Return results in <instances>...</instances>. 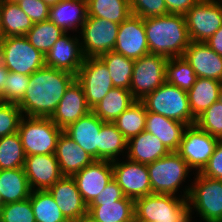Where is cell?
Returning <instances> with one entry per match:
<instances>
[{
	"mask_svg": "<svg viewBox=\"0 0 222 222\" xmlns=\"http://www.w3.org/2000/svg\"><path fill=\"white\" fill-rule=\"evenodd\" d=\"M76 75L44 66L30 75L23 98L17 103L23 116L50 118Z\"/></svg>",
	"mask_w": 222,
	"mask_h": 222,
	"instance_id": "cell-1",
	"label": "cell"
},
{
	"mask_svg": "<svg viewBox=\"0 0 222 222\" xmlns=\"http://www.w3.org/2000/svg\"><path fill=\"white\" fill-rule=\"evenodd\" d=\"M149 52L167 59L183 57L189 46L185 15L167 14L144 19Z\"/></svg>",
	"mask_w": 222,
	"mask_h": 222,
	"instance_id": "cell-2",
	"label": "cell"
},
{
	"mask_svg": "<svg viewBox=\"0 0 222 222\" xmlns=\"http://www.w3.org/2000/svg\"><path fill=\"white\" fill-rule=\"evenodd\" d=\"M191 184L181 195L149 194L134 200L135 222H191L188 196ZM182 196V197H181Z\"/></svg>",
	"mask_w": 222,
	"mask_h": 222,
	"instance_id": "cell-3",
	"label": "cell"
},
{
	"mask_svg": "<svg viewBox=\"0 0 222 222\" xmlns=\"http://www.w3.org/2000/svg\"><path fill=\"white\" fill-rule=\"evenodd\" d=\"M140 101L148 112L163 115L187 126L196 122L189 107L187 91L166 81Z\"/></svg>",
	"mask_w": 222,
	"mask_h": 222,
	"instance_id": "cell-4",
	"label": "cell"
},
{
	"mask_svg": "<svg viewBox=\"0 0 222 222\" xmlns=\"http://www.w3.org/2000/svg\"><path fill=\"white\" fill-rule=\"evenodd\" d=\"M188 196L191 215L193 211L204 222H222V180L194 173ZM194 209V210H193Z\"/></svg>",
	"mask_w": 222,
	"mask_h": 222,
	"instance_id": "cell-5",
	"label": "cell"
},
{
	"mask_svg": "<svg viewBox=\"0 0 222 222\" xmlns=\"http://www.w3.org/2000/svg\"><path fill=\"white\" fill-rule=\"evenodd\" d=\"M63 131L50 119L23 116L17 133L26 156L54 154Z\"/></svg>",
	"mask_w": 222,
	"mask_h": 222,
	"instance_id": "cell-6",
	"label": "cell"
},
{
	"mask_svg": "<svg viewBox=\"0 0 222 222\" xmlns=\"http://www.w3.org/2000/svg\"><path fill=\"white\" fill-rule=\"evenodd\" d=\"M152 193L170 194L177 196L179 188L183 186L192 169L188 163L177 153L168 155L147 165Z\"/></svg>",
	"mask_w": 222,
	"mask_h": 222,
	"instance_id": "cell-7",
	"label": "cell"
},
{
	"mask_svg": "<svg viewBox=\"0 0 222 222\" xmlns=\"http://www.w3.org/2000/svg\"><path fill=\"white\" fill-rule=\"evenodd\" d=\"M0 61L9 71L27 76L45 66V56L25 36L4 37L0 42Z\"/></svg>",
	"mask_w": 222,
	"mask_h": 222,
	"instance_id": "cell-8",
	"label": "cell"
},
{
	"mask_svg": "<svg viewBox=\"0 0 222 222\" xmlns=\"http://www.w3.org/2000/svg\"><path fill=\"white\" fill-rule=\"evenodd\" d=\"M119 26L120 24L106 19L87 16L79 31L84 57H100L109 51H113Z\"/></svg>",
	"mask_w": 222,
	"mask_h": 222,
	"instance_id": "cell-9",
	"label": "cell"
},
{
	"mask_svg": "<svg viewBox=\"0 0 222 222\" xmlns=\"http://www.w3.org/2000/svg\"><path fill=\"white\" fill-rule=\"evenodd\" d=\"M167 60L152 53L135 60L130 85L135 100H142L166 81Z\"/></svg>",
	"mask_w": 222,
	"mask_h": 222,
	"instance_id": "cell-10",
	"label": "cell"
},
{
	"mask_svg": "<svg viewBox=\"0 0 222 222\" xmlns=\"http://www.w3.org/2000/svg\"><path fill=\"white\" fill-rule=\"evenodd\" d=\"M185 18L190 41L206 42L222 26V0H199Z\"/></svg>",
	"mask_w": 222,
	"mask_h": 222,
	"instance_id": "cell-11",
	"label": "cell"
},
{
	"mask_svg": "<svg viewBox=\"0 0 222 222\" xmlns=\"http://www.w3.org/2000/svg\"><path fill=\"white\" fill-rule=\"evenodd\" d=\"M219 139L200 129L196 124L185 128L177 153L188 166L199 173L207 165Z\"/></svg>",
	"mask_w": 222,
	"mask_h": 222,
	"instance_id": "cell-12",
	"label": "cell"
},
{
	"mask_svg": "<svg viewBox=\"0 0 222 222\" xmlns=\"http://www.w3.org/2000/svg\"><path fill=\"white\" fill-rule=\"evenodd\" d=\"M76 80L82 85L87 103L91 109L100 103L114 88L110 72L99 57H87L80 67Z\"/></svg>",
	"mask_w": 222,
	"mask_h": 222,
	"instance_id": "cell-13",
	"label": "cell"
},
{
	"mask_svg": "<svg viewBox=\"0 0 222 222\" xmlns=\"http://www.w3.org/2000/svg\"><path fill=\"white\" fill-rule=\"evenodd\" d=\"M125 159V160H124ZM111 161L113 179L126 197L137 199L152 194L147 165L123 158Z\"/></svg>",
	"mask_w": 222,
	"mask_h": 222,
	"instance_id": "cell-14",
	"label": "cell"
},
{
	"mask_svg": "<svg viewBox=\"0 0 222 222\" xmlns=\"http://www.w3.org/2000/svg\"><path fill=\"white\" fill-rule=\"evenodd\" d=\"M113 51L132 60L150 53L144 19L131 15L120 24Z\"/></svg>",
	"mask_w": 222,
	"mask_h": 222,
	"instance_id": "cell-15",
	"label": "cell"
},
{
	"mask_svg": "<svg viewBox=\"0 0 222 222\" xmlns=\"http://www.w3.org/2000/svg\"><path fill=\"white\" fill-rule=\"evenodd\" d=\"M83 201L89 206L113 179L111 161L94 160L73 176Z\"/></svg>",
	"mask_w": 222,
	"mask_h": 222,
	"instance_id": "cell-16",
	"label": "cell"
},
{
	"mask_svg": "<svg viewBox=\"0 0 222 222\" xmlns=\"http://www.w3.org/2000/svg\"><path fill=\"white\" fill-rule=\"evenodd\" d=\"M48 191L69 222H77L88 216V206L72 176H62Z\"/></svg>",
	"mask_w": 222,
	"mask_h": 222,
	"instance_id": "cell-17",
	"label": "cell"
},
{
	"mask_svg": "<svg viewBox=\"0 0 222 222\" xmlns=\"http://www.w3.org/2000/svg\"><path fill=\"white\" fill-rule=\"evenodd\" d=\"M84 59L79 36L65 33L45 56V66L77 75Z\"/></svg>",
	"mask_w": 222,
	"mask_h": 222,
	"instance_id": "cell-18",
	"label": "cell"
},
{
	"mask_svg": "<svg viewBox=\"0 0 222 222\" xmlns=\"http://www.w3.org/2000/svg\"><path fill=\"white\" fill-rule=\"evenodd\" d=\"M91 111L92 109L87 103L84 89L75 79L66 89L65 94L50 119L64 131Z\"/></svg>",
	"mask_w": 222,
	"mask_h": 222,
	"instance_id": "cell-19",
	"label": "cell"
},
{
	"mask_svg": "<svg viewBox=\"0 0 222 222\" xmlns=\"http://www.w3.org/2000/svg\"><path fill=\"white\" fill-rule=\"evenodd\" d=\"M23 169L32 191L48 190L63 176L55 154L26 156Z\"/></svg>",
	"mask_w": 222,
	"mask_h": 222,
	"instance_id": "cell-20",
	"label": "cell"
},
{
	"mask_svg": "<svg viewBox=\"0 0 222 222\" xmlns=\"http://www.w3.org/2000/svg\"><path fill=\"white\" fill-rule=\"evenodd\" d=\"M183 58L193 68L197 77L222 81V56L205 42L190 41Z\"/></svg>",
	"mask_w": 222,
	"mask_h": 222,
	"instance_id": "cell-21",
	"label": "cell"
},
{
	"mask_svg": "<svg viewBox=\"0 0 222 222\" xmlns=\"http://www.w3.org/2000/svg\"><path fill=\"white\" fill-rule=\"evenodd\" d=\"M104 122L92 111L67 127L64 132L95 160H99V132Z\"/></svg>",
	"mask_w": 222,
	"mask_h": 222,
	"instance_id": "cell-22",
	"label": "cell"
},
{
	"mask_svg": "<svg viewBox=\"0 0 222 222\" xmlns=\"http://www.w3.org/2000/svg\"><path fill=\"white\" fill-rule=\"evenodd\" d=\"M54 154L63 176H73L95 160L64 131L58 138Z\"/></svg>",
	"mask_w": 222,
	"mask_h": 222,
	"instance_id": "cell-23",
	"label": "cell"
},
{
	"mask_svg": "<svg viewBox=\"0 0 222 222\" xmlns=\"http://www.w3.org/2000/svg\"><path fill=\"white\" fill-rule=\"evenodd\" d=\"M88 16L87 0H61L49 9L48 20L65 33H79Z\"/></svg>",
	"mask_w": 222,
	"mask_h": 222,
	"instance_id": "cell-24",
	"label": "cell"
},
{
	"mask_svg": "<svg viewBox=\"0 0 222 222\" xmlns=\"http://www.w3.org/2000/svg\"><path fill=\"white\" fill-rule=\"evenodd\" d=\"M186 127L182 122L147 111L145 131L155 135L170 152L178 151Z\"/></svg>",
	"mask_w": 222,
	"mask_h": 222,
	"instance_id": "cell-25",
	"label": "cell"
},
{
	"mask_svg": "<svg viewBox=\"0 0 222 222\" xmlns=\"http://www.w3.org/2000/svg\"><path fill=\"white\" fill-rule=\"evenodd\" d=\"M169 153L170 151L155 135L144 130L128 140L126 158L148 165Z\"/></svg>",
	"mask_w": 222,
	"mask_h": 222,
	"instance_id": "cell-26",
	"label": "cell"
},
{
	"mask_svg": "<svg viewBox=\"0 0 222 222\" xmlns=\"http://www.w3.org/2000/svg\"><path fill=\"white\" fill-rule=\"evenodd\" d=\"M88 218L93 222H134V199L125 197L117 201H101L88 206Z\"/></svg>",
	"mask_w": 222,
	"mask_h": 222,
	"instance_id": "cell-27",
	"label": "cell"
},
{
	"mask_svg": "<svg viewBox=\"0 0 222 222\" xmlns=\"http://www.w3.org/2000/svg\"><path fill=\"white\" fill-rule=\"evenodd\" d=\"M31 191L23 168L0 170V206L25 200Z\"/></svg>",
	"mask_w": 222,
	"mask_h": 222,
	"instance_id": "cell-28",
	"label": "cell"
},
{
	"mask_svg": "<svg viewBox=\"0 0 222 222\" xmlns=\"http://www.w3.org/2000/svg\"><path fill=\"white\" fill-rule=\"evenodd\" d=\"M222 84L220 81L197 77L196 82L187 91L189 107L197 118L213 103L219 100Z\"/></svg>",
	"mask_w": 222,
	"mask_h": 222,
	"instance_id": "cell-29",
	"label": "cell"
},
{
	"mask_svg": "<svg viewBox=\"0 0 222 222\" xmlns=\"http://www.w3.org/2000/svg\"><path fill=\"white\" fill-rule=\"evenodd\" d=\"M135 101L129 89L114 87L92 112L103 122H114Z\"/></svg>",
	"mask_w": 222,
	"mask_h": 222,
	"instance_id": "cell-30",
	"label": "cell"
},
{
	"mask_svg": "<svg viewBox=\"0 0 222 222\" xmlns=\"http://www.w3.org/2000/svg\"><path fill=\"white\" fill-rule=\"evenodd\" d=\"M128 140L113 122H104L99 132V160H118L127 154Z\"/></svg>",
	"mask_w": 222,
	"mask_h": 222,
	"instance_id": "cell-31",
	"label": "cell"
},
{
	"mask_svg": "<svg viewBox=\"0 0 222 222\" xmlns=\"http://www.w3.org/2000/svg\"><path fill=\"white\" fill-rule=\"evenodd\" d=\"M33 24L16 3L1 1V27L4 37L25 36Z\"/></svg>",
	"mask_w": 222,
	"mask_h": 222,
	"instance_id": "cell-32",
	"label": "cell"
},
{
	"mask_svg": "<svg viewBox=\"0 0 222 222\" xmlns=\"http://www.w3.org/2000/svg\"><path fill=\"white\" fill-rule=\"evenodd\" d=\"M88 16L121 24L132 15L129 0H87Z\"/></svg>",
	"mask_w": 222,
	"mask_h": 222,
	"instance_id": "cell-33",
	"label": "cell"
},
{
	"mask_svg": "<svg viewBox=\"0 0 222 222\" xmlns=\"http://www.w3.org/2000/svg\"><path fill=\"white\" fill-rule=\"evenodd\" d=\"M107 66L114 87L129 89L135 60L109 51L99 57Z\"/></svg>",
	"mask_w": 222,
	"mask_h": 222,
	"instance_id": "cell-34",
	"label": "cell"
},
{
	"mask_svg": "<svg viewBox=\"0 0 222 222\" xmlns=\"http://www.w3.org/2000/svg\"><path fill=\"white\" fill-rule=\"evenodd\" d=\"M30 202L35 222H69L48 190H33Z\"/></svg>",
	"mask_w": 222,
	"mask_h": 222,
	"instance_id": "cell-35",
	"label": "cell"
},
{
	"mask_svg": "<svg viewBox=\"0 0 222 222\" xmlns=\"http://www.w3.org/2000/svg\"><path fill=\"white\" fill-rule=\"evenodd\" d=\"M146 114L147 110L144 104L136 100L113 123L124 137L129 140L145 130Z\"/></svg>",
	"mask_w": 222,
	"mask_h": 222,
	"instance_id": "cell-36",
	"label": "cell"
},
{
	"mask_svg": "<svg viewBox=\"0 0 222 222\" xmlns=\"http://www.w3.org/2000/svg\"><path fill=\"white\" fill-rule=\"evenodd\" d=\"M64 34L65 32L60 27L47 20L33 24L25 37L34 48L46 56L56 41Z\"/></svg>",
	"mask_w": 222,
	"mask_h": 222,
	"instance_id": "cell-37",
	"label": "cell"
},
{
	"mask_svg": "<svg viewBox=\"0 0 222 222\" xmlns=\"http://www.w3.org/2000/svg\"><path fill=\"white\" fill-rule=\"evenodd\" d=\"M26 159L19 134L0 138V170L23 168Z\"/></svg>",
	"mask_w": 222,
	"mask_h": 222,
	"instance_id": "cell-38",
	"label": "cell"
},
{
	"mask_svg": "<svg viewBox=\"0 0 222 222\" xmlns=\"http://www.w3.org/2000/svg\"><path fill=\"white\" fill-rule=\"evenodd\" d=\"M197 80L193 68L183 57H174L166 63V82L188 91Z\"/></svg>",
	"mask_w": 222,
	"mask_h": 222,
	"instance_id": "cell-39",
	"label": "cell"
},
{
	"mask_svg": "<svg viewBox=\"0 0 222 222\" xmlns=\"http://www.w3.org/2000/svg\"><path fill=\"white\" fill-rule=\"evenodd\" d=\"M195 124L213 137L222 140V103L218 100L196 118Z\"/></svg>",
	"mask_w": 222,
	"mask_h": 222,
	"instance_id": "cell-40",
	"label": "cell"
},
{
	"mask_svg": "<svg viewBox=\"0 0 222 222\" xmlns=\"http://www.w3.org/2000/svg\"><path fill=\"white\" fill-rule=\"evenodd\" d=\"M0 222H35L30 197L0 206Z\"/></svg>",
	"mask_w": 222,
	"mask_h": 222,
	"instance_id": "cell-41",
	"label": "cell"
},
{
	"mask_svg": "<svg viewBox=\"0 0 222 222\" xmlns=\"http://www.w3.org/2000/svg\"><path fill=\"white\" fill-rule=\"evenodd\" d=\"M29 80L30 76L9 71L3 92L0 95V101L18 103L26 92Z\"/></svg>",
	"mask_w": 222,
	"mask_h": 222,
	"instance_id": "cell-42",
	"label": "cell"
},
{
	"mask_svg": "<svg viewBox=\"0 0 222 222\" xmlns=\"http://www.w3.org/2000/svg\"><path fill=\"white\" fill-rule=\"evenodd\" d=\"M22 118L17 103L0 101V138L16 133Z\"/></svg>",
	"mask_w": 222,
	"mask_h": 222,
	"instance_id": "cell-43",
	"label": "cell"
},
{
	"mask_svg": "<svg viewBox=\"0 0 222 222\" xmlns=\"http://www.w3.org/2000/svg\"><path fill=\"white\" fill-rule=\"evenodd\" d=\"M132 15L142 19L167 15V7L164 0H129Z\"/></svg>",
	"mask_w": 222,
	"mask_h": 222,
	"instance_id": "cell-44",
	"label": "cell"
},
{
	"mask_svg": "<svg viewBox=\"0 0 222 222\" xmlns=\"http://www.w3.org/2000/svg\"><path fill=\"white\" fill-rule=\"evenodd\" d=\"M17 5L34 24L48 20L50 7L41 0H22Z\"/></svg>",
	"mask_w": 222,
	"mask_h": 222,
	"instance_id": "cell-45",
	"label": "cell"
},
{
	"mask_svg": "<svg viewBox=\"0 0 222 222\" xmlns=\"http://www.w3.org/2000/svg\"><path fill=\"white\" fill-rule=\"evenodd\" d=\"M200 173L212 179L222 180V140H219L214 153Z\"/></svg>",
	"mask_w": 222,
	"mask_h": 222,
	"instance_id": "cell-46",
	"label": "cell"
},
{
	"mask_svg": "<svg viewBox=\"0 0 222 222\" xmlns=\"http://www.w3.org/2000/svg\"><path fill=\"white\" fill-rule=\"evenodd\" d=\"M125 197L126 196L118 183L112 179V181L106 185L105 189L93 200L89 206L99 205L101 201H117Z\"/></svg>",
	"mask_w": 222,
	"mask_h": 222,
	"instance_id": "cell-47",
	"label": "cell"
},
{
	"mask_svg": "<svg viewBox=\"0 0 222 222\" xmlns=\"http://www.w3.org/2000/svg\"><path fill=\"white\" fill-rule=\"evenodd\" d=\"M168 14L185 15L199 0H164Z\"/></svg>",
	"mask_w": 222,
	"mask_h": 222,
	"instance_id": "cell-48",
	"label": "cell"
},
{
	"mask_svg": "<svg viewBox=\"0 0 222 222\" xmlns=\"http://www.w3.org/2000/svg\"><path fill=\"white\" fill-rule=\"evenodd\" d=\"M205 43L222 56V26Z\"/></svg>",
	"mask_w": 222,
	"mask_h": 222,
	"instance_id": "cell-49",
	"label": "cell"
},
{
	"mask_svg": "<svg viewBox=\"0 0 222 222\" xmlns=\"http://www.w3.org/2000/svg\"><path fill=\"white\" fill-rule=\"evenodd\" d=\"M9 70L0 61V95L3 92V87L5 85V80L7 78Z\"/></svg>",
	"mask_w": 222,
	"mask_h": 222,
	"instance_id": "cell-50",
	"label": "cell"
},
{
	"mask_svg": "<svg viewBox=\"0 0 222 222\" xmlns=\"http://www.w3.org/2000/svg\"><path fill=\"white\" fill-rule=\"evenodd\" d=\"M41 1H43L49 7H51L59 3L61 0H41Z\"/></svg>",
	"mask_w": 222,
	"mask_h": 222,
	"instance_id": "cell-51",
	"label": "cell"
},
{
	"mask_svg": "<svg viewBox=\"0 0 222 222\" xmlns=\"http://www.w3.org/2000/svg\"><path fill=\"white\" fill-rule=\"evenodd\" d=\"M4 39V34L1 27V1H0V42Z\"/></svg>",
	"mask_w": 222,
	"mask_h": 222,
	"instance_id": "cell-52",
	"label": "cell"
},
{
	"mask_svg": "<svg viewBox=\"0 0 222 222\" xmlns=\"http://www.w3.org/2000/svg\"><path fill=\"white\" fill-rule=\"evenodd\" d=\"M77 222H93V221L90 218L85 217V218H82L81 220H79Z\"/></svg>",
	"mask_w": 222,
	"mask_h": 222,
	"instance_id": "cell-53",
	"label": "cell"
},
{
	"mask_svg": "<svg viewBox=\"0 0 222 222\" xmlns=\"http://www.w3.org/2000/svg\"><path fill=\"white\" fill-rule=\"evenodd\" d=\"M0 1H7V2H12V3H18V2H20V1H22V0H0Z\"/></svg>",
	"mask_w": 222,
	"mask_h": 222,
	"instance_id": "cell-54",
	"label": "cell"
},
{
	"mask_svg": "<svg viewBox=\"0 0 222 222\" xmlns=\"http://www.w3.org/2000/svg\"><path fill=\"white\" fill-rule=\"evenodd\" d=\"M219 101L222 103V89H221V91H220Z\"/></svg>",
	"mask_w": 222,
	"mask_h": 222,
	"instance_id": "cell-55",
	"label": "cell"
}]
</instances>
